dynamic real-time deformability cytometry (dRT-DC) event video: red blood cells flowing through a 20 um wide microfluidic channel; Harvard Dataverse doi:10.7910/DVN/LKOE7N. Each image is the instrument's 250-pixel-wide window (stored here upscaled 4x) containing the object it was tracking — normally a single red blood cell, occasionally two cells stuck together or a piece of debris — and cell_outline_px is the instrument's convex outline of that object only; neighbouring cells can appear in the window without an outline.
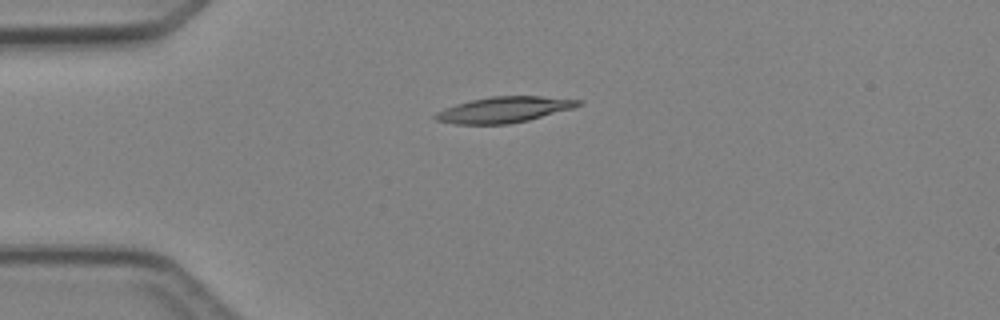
{"species": "Egyptian fruit bat (a non-hibernating species)", "species_latin": "Rousettus aegyptiacus", "temperature_condition": "cold", "stored_images_in_passage": 7, "camera_frame_rate_fps": 3000, "um_per_image_px": 0.085, "animal": {"sex": "female"}, "frame": {"image": 1, "passage_image": 4, "time_ms": 3.667, "image_size_px": [1000, 320], "cell_outline_px": [[584, 104], [572, 108], [528, 120], [508, 124], [456, 124], [436, 120], [432, 116], [444, 108], [456, 104], [472, 100], [492, 96], [540, 96], [580, 100]], "centroid_in_image_um": [42.83, 9.32], "position_along_channel_um": 42.2, "area_um2": 21.27}}
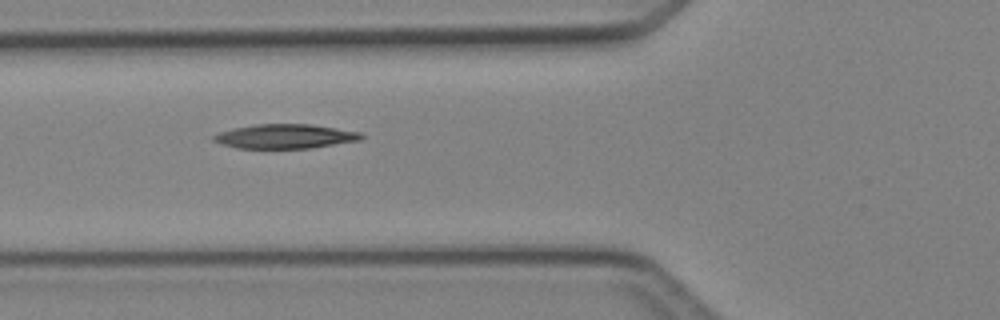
{"frame": {"image": 2, "passage_image": 6, "time_ms": 5.667, "image_size_px": [1000, 320], "cell_outline_px": [[364, 136], [360, 140], [308, 148], [236, 148], [212, 140], [212, 136], [220, 132], [232, 128], [256, 124], [312, 124], [364, 132]], "centroid_in_image_um": [24.26, 11.58], "position_along_channel_um": 101.5, "area_um2": 20.92}}
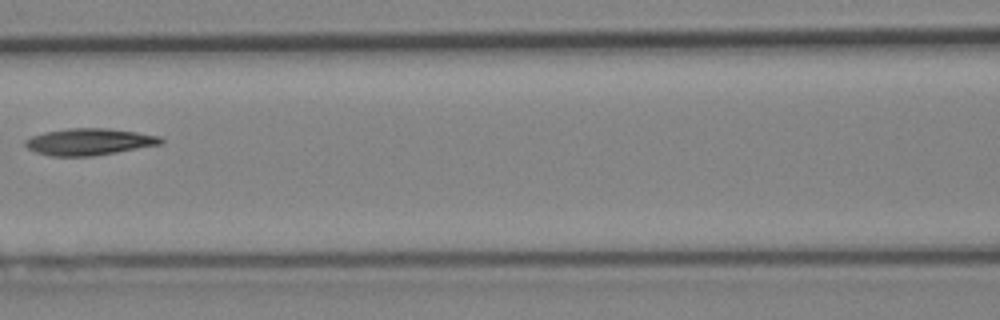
{"frame": {"image": 3, "passage_image": 7, "time_ms": 7.0, "image_size_px": [1000, 320], "cell_outline_px": [[164, 140], [160, 144], [116, 152], [92, 156], [52, 156], [36, 152], [28, 148], [24, 144], [24, 140], [32, 136], [44, 132], [68, 128], [108, 128], [136, 132], [160, 136]], "centroid_in_image_um": [7.55, 12.04], "position_along_channel_um": 159.0, "area_um2": 20.98}}